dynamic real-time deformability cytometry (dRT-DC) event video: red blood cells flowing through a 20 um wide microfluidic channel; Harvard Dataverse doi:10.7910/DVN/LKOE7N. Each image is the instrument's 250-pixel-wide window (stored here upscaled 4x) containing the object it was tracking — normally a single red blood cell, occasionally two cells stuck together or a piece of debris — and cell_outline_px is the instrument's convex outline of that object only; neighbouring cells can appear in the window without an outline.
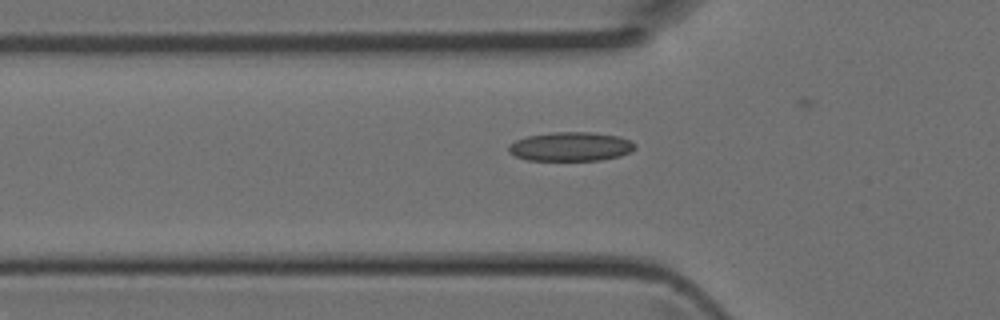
{"species": "Egyptian fruit bat (a non-hibernating species)", "species_latin": "Rousettus aegyptiacus", "temperature_condition": "room temperature", "stored_images_in_passage": 32, "camera_frame_rate_fps": 3000, "um_per_image_px": 0.085, "animal": {"sex": "female"}, "frame": {"image": 1, "passage_image": 8, "time_ms": 2.333, "image_size_px": [1000, 320], "cell_outline_px": [[636, 148], [620, 156], [600, 160], [528, 160], [516, 156], [508, 152], [508, 144], [516, 140], [528, 136], [552, 132], [592, 132], [620, 136], [636, 144]], "centroid_in_image_um": [48.5, 12.45], "position_along_channel_um": 77.3, "area_um2": 21.39}}
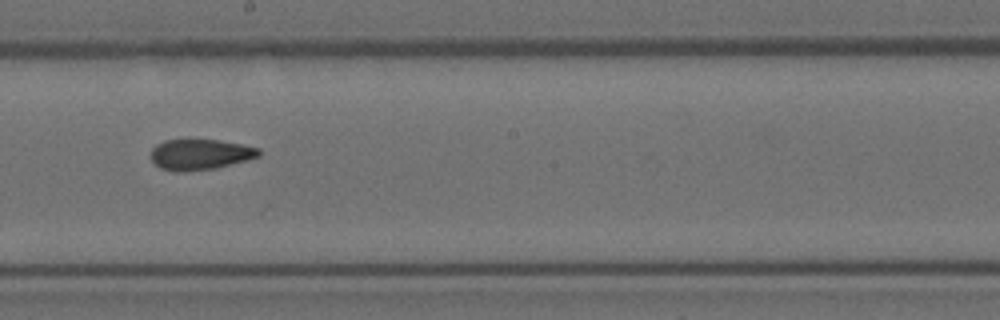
{"frame": {"image": 2, "passage_image": 18, "time_ms": 5.667, "image_size_px": [1000, 320], "cell_outline_px": [[260, 156], [248, 160], [216, 168], [184, 172], [176, 172], [160, 168], [152, 160], [152, 148], [156, 144], [164, 140], [220, 140], [260, 148]], "centroid_in_image_um": [17.02, 13.13], "position_along_channel_um": 231.2, "area_um2": 19.31}}
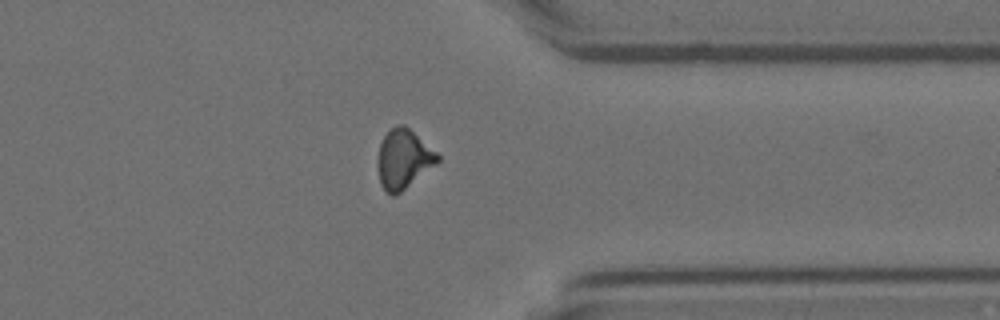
{"frame": {"image": 3, "passage_image": 28, "time_ms": 9.0, "image_size_px": [1000, 320], "cell_outline_px": [[440, 160], [436, 164], [400, 192], [392, 196], [380, 184], [376, 164], [376, 160], [380, 144], [384, 136], [396, 124], [404, 124], [436, 152], [440, 156]], "centroid_in_image_um": [34.26, 13.51], "position_along_channel_um": 377.1, "area_um2": 20.46}}